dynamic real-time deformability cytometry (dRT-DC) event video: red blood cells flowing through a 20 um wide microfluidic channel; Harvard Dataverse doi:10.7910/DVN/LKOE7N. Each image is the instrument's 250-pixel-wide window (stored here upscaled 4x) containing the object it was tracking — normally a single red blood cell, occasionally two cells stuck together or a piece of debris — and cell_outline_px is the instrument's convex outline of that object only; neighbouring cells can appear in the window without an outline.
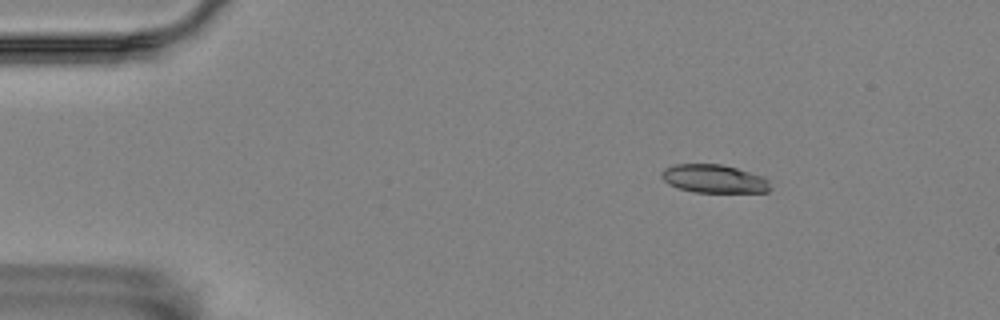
{"species": "Egyptian fruit bat (a non-hibernating species)", "species_latin": "Rousettus aegyptiacus", "temperature_condition": "room temperature", "stored_images_in_passage": 57, "camera_frame_rate_fps": 3000, "um_per_image_px": 0.085, "animal": {"sex": "female"}, "frame": {"image": 1, "passage_image": 9, "time_ms": 2.667, "image_size_px": [1000, 320], "cell_outline_px": [[772, 188], [768, 192], [696, 192], [680, 188], [668, 184], [660, 176], [660, 172], [664, 168], [676, 164], [720, 164], [736, 168], [764, 176], [768, 180]], "centroid_in_image_um": [60.7, 15.19], "position_along_channel_um": 24.3, "area_um2": 17.98}}
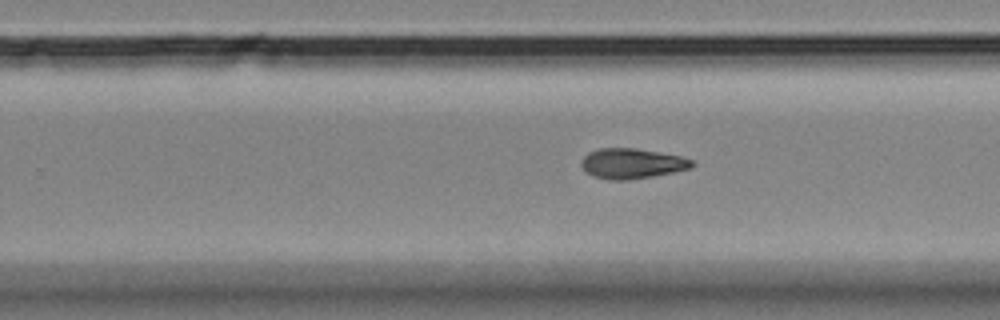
{"frame": {"image": 2, "passage_image": 36, "time_ms": 11.667, "image_size_px": [1000, 320], "cell_outline_px": [[696, 164], [692, 168], [652, 176], [628, 180], [608, 180], [592, 176], [580, 164], [584, 156], [588, 152], [600, 148], [636, 148], [680, 156], [692, 160]], "centroid_in_image_um": [53.71, 13.9], "position_along_channel_um": 276.1, "area_um2": 19.42}}
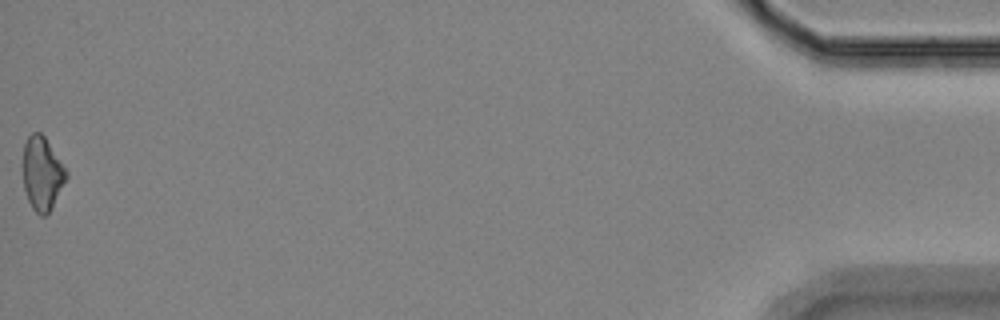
{"frame": {"image": 3, "passage_image": 57, "time_ms": 18.667, "image_size_px": [1000, 320], "cell_outline_px": [[68, 176], [48, 212], [44, 216], [40, 216], [32, 208], [28, 200], [24, 188], [24, 144], [28, 136], [32, 132], [40, 132], [44, 136], [68, 172]], "centroid_in_image_um": [3.58, 14.73], "position_along_channel_um": 431.6, "area_um2": 18.09}}